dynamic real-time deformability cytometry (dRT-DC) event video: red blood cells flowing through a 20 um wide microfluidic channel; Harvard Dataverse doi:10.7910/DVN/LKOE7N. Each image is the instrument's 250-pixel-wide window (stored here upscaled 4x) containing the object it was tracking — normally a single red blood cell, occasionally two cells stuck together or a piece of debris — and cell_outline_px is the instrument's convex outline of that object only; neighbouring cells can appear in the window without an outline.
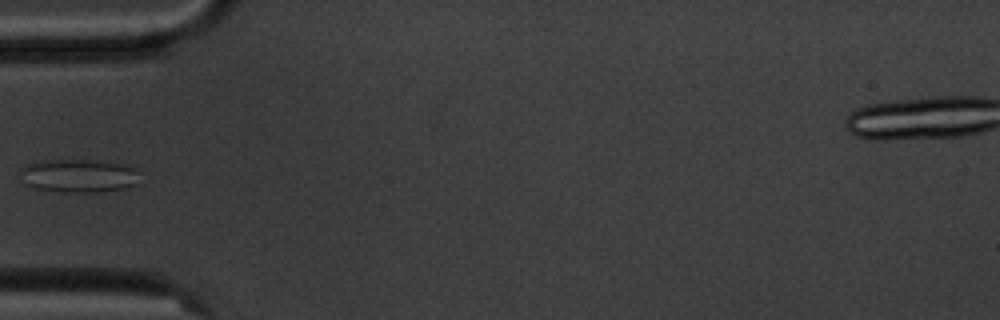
{"species": "common noctule bat (a hibernating species)", "species_latin": "Nyctalus noctula", "temperature_condition": "cold", "stored_images_in_passage": 5, "camera_frame_rate_fps": 3000, "um_per_image_px": 0.085, "animal": {"sex": "male", "body_mass_g": 20.1, "forearm_length_mm": 53.5}, "frame": {"image": 1, "passage_image": 5, "time_ms": 5.333, "image_size_px": [1000, 320], "cell_outline_px": [[140, 184], [128, 188], [96, 192], [60, 192], [36, 188], [28, 184], [24, 168], [28, 164], [44, 160], [88, 160], [136, 164]], "centroid_in_image_um": [6.91, 14.93], "position_along_channel_um": 78.1, "area_um2": 23.18}}